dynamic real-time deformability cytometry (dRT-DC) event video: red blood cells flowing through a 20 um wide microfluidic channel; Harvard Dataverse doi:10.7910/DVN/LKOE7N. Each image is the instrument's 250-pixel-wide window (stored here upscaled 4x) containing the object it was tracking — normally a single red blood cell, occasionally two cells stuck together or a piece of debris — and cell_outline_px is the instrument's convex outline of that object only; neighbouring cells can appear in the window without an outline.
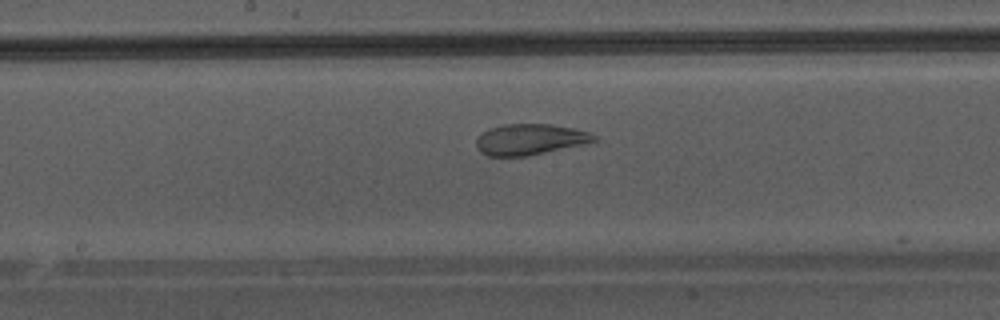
{"species": "Egyptian fruit bat (a non-hibernating species)", "species_latin": "Rousettus aegyptiacus", "temperature_condition": "warm", "stored_images_in_passage": 14, "camera_frame_rate_fps": 3000, "um_per_image_px": 0.085, "animal": {"sex": "male"}, "frame": {"image": 1, "passage_image": 13, "time_ms": 4.0, "image_size_px": [1000, 320], "cell_outline_px": [[596, 144], [528, 156], [488, 156], [480, 152], [476, 148], [476, 140], [488, 128], [504, 124], [552, 124], [576, 128], [592, 132], [596, 136]], "centroid_in_image_um": [45.18, 11.86], "position_along_channel_um": 203.0, "area_um2": 22.08}}